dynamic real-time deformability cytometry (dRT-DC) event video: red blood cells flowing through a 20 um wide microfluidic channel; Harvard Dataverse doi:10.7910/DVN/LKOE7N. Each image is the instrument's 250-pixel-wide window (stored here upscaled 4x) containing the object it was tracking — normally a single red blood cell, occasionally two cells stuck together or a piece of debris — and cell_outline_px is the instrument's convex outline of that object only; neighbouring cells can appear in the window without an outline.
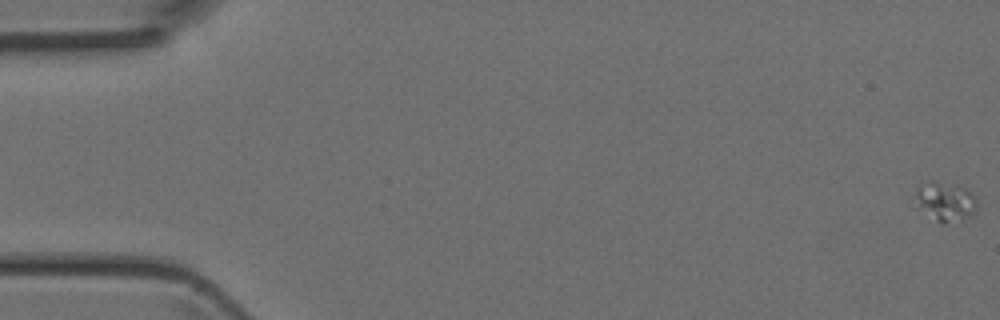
{"species": "Egyptian fruit bat (a non-hibernating species)", "species_latin": "Rousettus aegyptiacus", "temperature_condition": "room temperature", "stored_images_in_passage": 3, "camera_frame_rate_fps": 3000, "um_per_image_px": 0.085, "animal": {"sex": "female"}, "frame": {"image": 1, "passage_image": 1, "time_ms": 0.0, "image_size_px": [1000, 320], "cell_outline_px": [[976, 212], [972, 216], [944, 224], [936, 220], [920, 204], [916, 196], [916, 188], [920, 184], [928, 180], [964, 188], [972, 196], [976, 204]], "centroid_in_image_um": [80.38, 17.12], "position_along_channel_um": 4.6, "area_um2": 13.18}}